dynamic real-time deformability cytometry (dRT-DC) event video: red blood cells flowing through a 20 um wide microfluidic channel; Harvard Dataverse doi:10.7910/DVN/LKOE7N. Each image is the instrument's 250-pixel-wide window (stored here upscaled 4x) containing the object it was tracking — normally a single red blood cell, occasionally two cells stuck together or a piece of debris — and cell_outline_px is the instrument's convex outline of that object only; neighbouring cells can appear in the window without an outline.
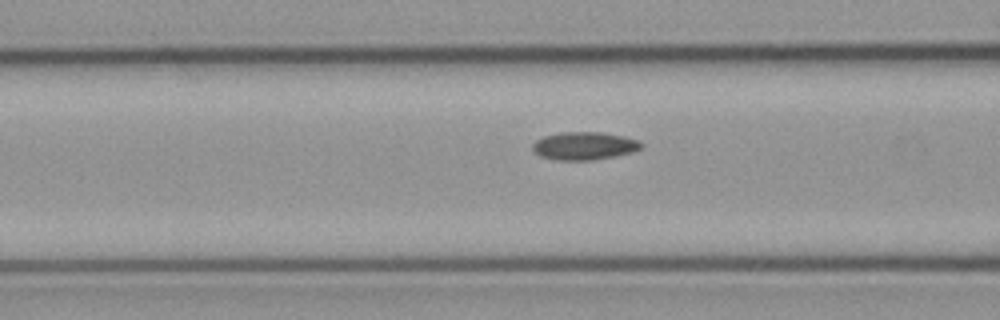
{"species": "common noctule bat (a hibernating species)", "species_latin": "Nyctalus noctula", "temperature_condition": "cold", "stored_images_in_passage": 15, "camera_frame_rate_fps": 3000, "um_per_image_px": 0.085, "animal": {"sex": "male", "body_mass_g": 23.1, "forearm_length_mm": 52.7}, "frame": {"image": 1, "passage_image": 13, "time_ms": 4.0, "image_size_px": [1000, 320], "cell_outline_px": [[644, 148], [636, 152], [616, 156], [592, 160], [556, 160], [540, 156], [532, 148], [532, 144], [536, 140], [544, 136], [560, 132], [604, 132], [624, 136], [640, 140], [644, 144]], "centroid_in_image_um": [49.74, 12.39], "position_along_channel_um": 116.9, "area_um2": 18.03}}